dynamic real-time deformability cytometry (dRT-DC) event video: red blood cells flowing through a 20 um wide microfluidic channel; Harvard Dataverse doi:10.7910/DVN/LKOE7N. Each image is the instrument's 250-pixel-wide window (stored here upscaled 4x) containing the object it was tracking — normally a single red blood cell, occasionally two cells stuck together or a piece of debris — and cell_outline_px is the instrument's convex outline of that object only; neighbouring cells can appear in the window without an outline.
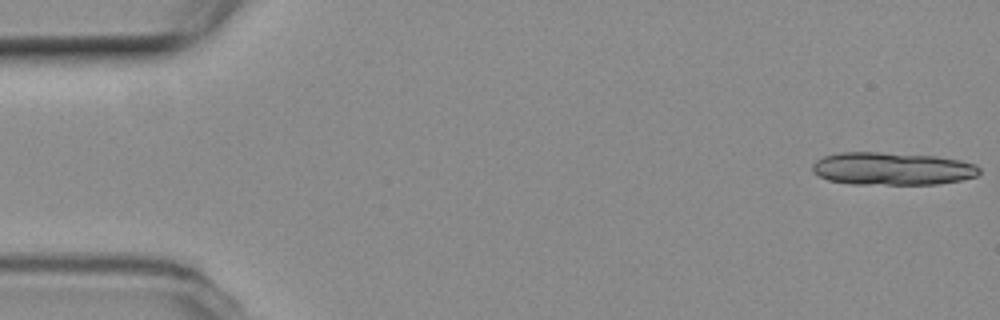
{"species": "common noctule bat (a hibernating species)", "species_latin": "Nyctalus noctula", "temperature_condition": "room temperature", "stored_images_in_passage": 13, "camera_frame_rate_fps": 3000, "um_per_image_px": 0.085, "animal": {"sex": "female", "body_mass_g": 19.3, "forearm_length_mm": 54.1}, "frame": {"image": 1, "passage_image": 1, "time_ms": 0.0, "image_size_px": [1000, 320], "cell_outline_px": [[980, 172], [976, 176], [960, 180], [936, 184], [852, 184], [828, 180], [812, 172], [812, 164], [816, 160], [824, 156], [840, 152], [880, 152], [936, 156], [960, 160], [976, 164], [980, 168]], "centroid_in_image_um": [75.83, 14.33], "position_along_channel_um": 9.2, "area_um2": 31.96}}